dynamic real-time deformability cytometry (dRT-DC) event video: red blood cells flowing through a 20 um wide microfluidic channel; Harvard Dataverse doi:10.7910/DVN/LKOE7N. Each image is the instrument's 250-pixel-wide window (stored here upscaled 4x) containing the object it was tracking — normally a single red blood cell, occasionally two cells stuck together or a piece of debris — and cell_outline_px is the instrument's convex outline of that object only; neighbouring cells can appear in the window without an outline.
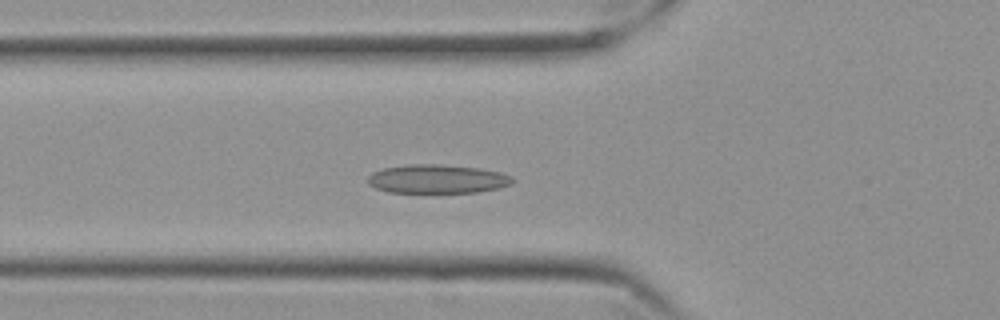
{"species": "Egyptian fruit bat (a non-hibernating species)", "species_latin": "Rousettus aegyptiacus", "temperature_condition": "cold", "stored_images_in_passage": 57, "camera_frame_rate_fps": 3000, "um_per_image_px": 0.085, "frame": {"image": 1, "passage_image": 20, "time_ms": 6.333, "image_size_px": [1000, 320], "cell_outline_px": [[512, 184], [500, 188], [476, 192], [388, 192], [376, 188], [368, 184], [368, 176], [372, 172], [384, 168], [408, 164], [440, 164], [480, 168], [500, 172], [512, 176]], "centroid_in_image_um": [37.17, 15.2], "position_along_channel_um": 88.6, "area_um2": 24.28}}
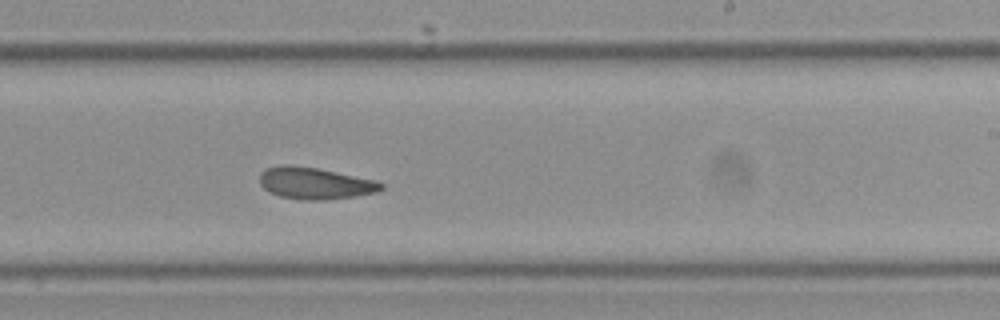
{"frame": {"image": 2, "passage_image": 35, "time_ms": 11.333, "image_size_px": [1000, 320], "cell_outline_px": [[384, 188], [376, 192], [356, 196], [324, 200], [300, 200], [280, 196], [268, 192], [260, 184], [260, 172], [264, 168], [280, 164], [292, 164], [316, 168], [376, 180], [384, 184]], "centroid_in_image_um": [26.73, 15.57], "position_along_channel_um": 262.3, "area_um2": 22.72}}
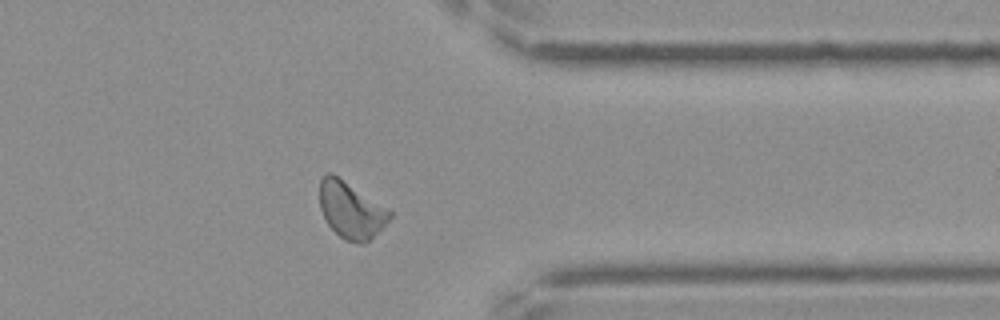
{"frame": {"image": 3, "passage_image": 46, "time_ms": 15.0, "image_size_px": [1000, 320], "cell_outline_px": [[392, 216], [364, 244], [360, 244], [344, 240], [328, 224], [320, 208], [320, 180], [328, 172], [332, 172], [388, 208], [392, 212]], "centroid_in_image_um": [29.82, 17.84], "position_along_channel_um": 381.6, "area_um2": 22.77}, "authors_computed_cell_mechanics": {"area_um2": 23.12, "velocity_mm_per_s": 3.4557, "shape_relaxation_time_tau1_ms": null, "shape_relaxation_time_tau2_ms": 3.0513, "deformation_change_tau1": null, "deformation_change_tau2": 0.0925}}